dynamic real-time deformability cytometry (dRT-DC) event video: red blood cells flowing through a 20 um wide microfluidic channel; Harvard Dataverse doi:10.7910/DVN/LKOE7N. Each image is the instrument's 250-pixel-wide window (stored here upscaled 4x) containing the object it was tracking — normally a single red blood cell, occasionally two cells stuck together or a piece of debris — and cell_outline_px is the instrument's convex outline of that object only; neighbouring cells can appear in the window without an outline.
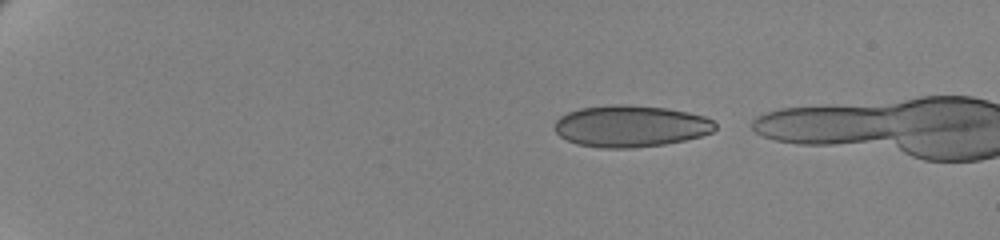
{"species": "human", "species_latin": "Homo sapiens", "temperature_condition": "cold", "stored_images_in_passage": 51, "camera_frame_rate_fps": 3000, "um_per_image_px": 0.085, "donor": {"sex": "female"}, "frame": {"image": 1, "passage_image": 4, "time_ms": 1.0, "image_size_px": [1000, 240], "cell_outline_px": [[716, 128], [712, 132], [700, 136], [684, 140], [664, 144], [632, 148], [600, 148], [576, 144], [560, 136], [556, 132], [556, 120], [560, 116], [568, 112], [580, 108], [612, 104], [628, 104], [668, 108], [688, 112], [704, 116], [712, 120], [716, 124]], "centroid_in_image_um": [53.6, 10.71], "position_along_channel_um": 31.4, "area_um2": 39.07}}
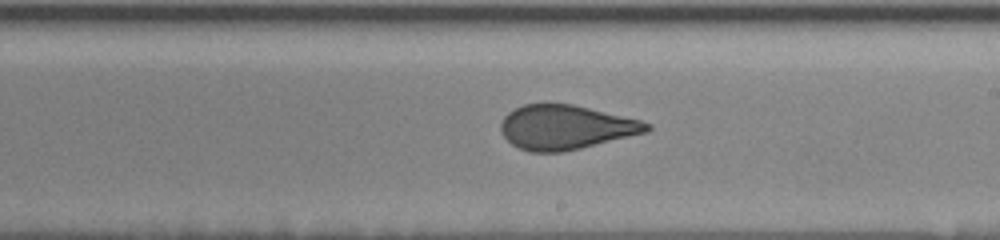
{"frame": {"image": 2, "passage_image": 31, "time_ms": 10.0, "image_size_px": [1000, 240], "cell_outline_px": [[652, 128], [648, 132], [564, 152], [528, 152], [512, 144], [504, 136], [500, 128], [500, 124], [504, 116], [508, 112], [524, 104], [572, 104], [640, 120], [652, 124]], "centroid_in_image_um": [48.09, 10.83], "position_along_channel_um": 240.9, "area_um2": 37.57}}
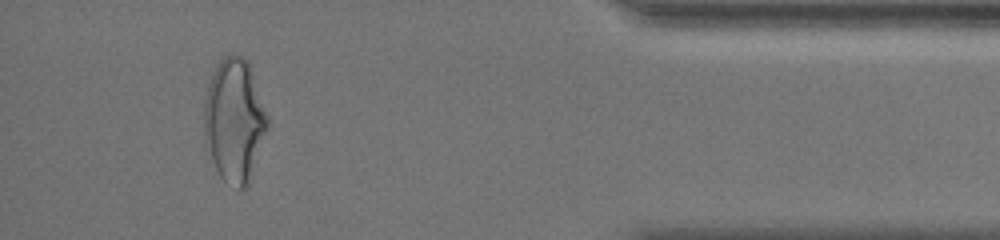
{"frame": {"image": 3, "passage_image": 49, "time_ms": 16.0, "image_size_px": [1000, 240], "cell_outline_px": [[272, 124], [248, 188], [240, 188], [224, 180], [220, 176], [204, 148], [204, 100], [208, 84], [220, 60], [224, 56], [232, 52], [244, 56], [248, 60]], "centroid_in_image_um": [19.97, 10.25], "position_along_channel_um": 415.2, "area_um2": 47.05}}